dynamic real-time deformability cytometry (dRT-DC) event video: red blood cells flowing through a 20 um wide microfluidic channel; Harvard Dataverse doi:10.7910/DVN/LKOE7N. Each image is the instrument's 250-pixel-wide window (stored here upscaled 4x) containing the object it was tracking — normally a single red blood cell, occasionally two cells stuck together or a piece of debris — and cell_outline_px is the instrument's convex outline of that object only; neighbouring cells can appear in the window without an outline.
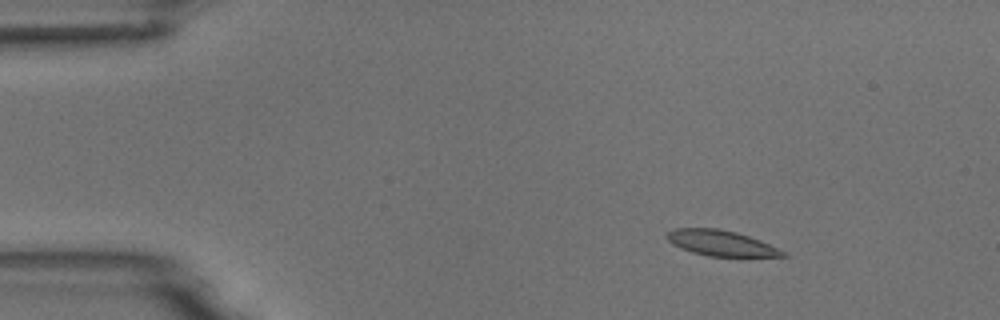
{"species": "common noctule bat (a hibernating species)", "species_latin": "Nyctalus noctula", "temperature_condition": "room temperature", "stored_images_in_passage": 4, "camera_frame_rate_fps": 3000, "um_per_image_px": 0.085, "animal": {"sex": "male", "body_mass_g": 18.8}, "frame": {"image": 1, "passage_image": 1, "time_ms": 0.0, "image_size_px": [1000, 320], "cell_outline_px": [[788, 256], [708, 256], [692, 252], [680, 248], [672, 244], [664, 236], [668, 232], [676, 228], [720, 228], [736, 232], [760, 240], [784, 252]], "centroid_in_image_um": [61.21, 20.65], "position_along_channel_um": 23.8, "area_um2": 17.05}}
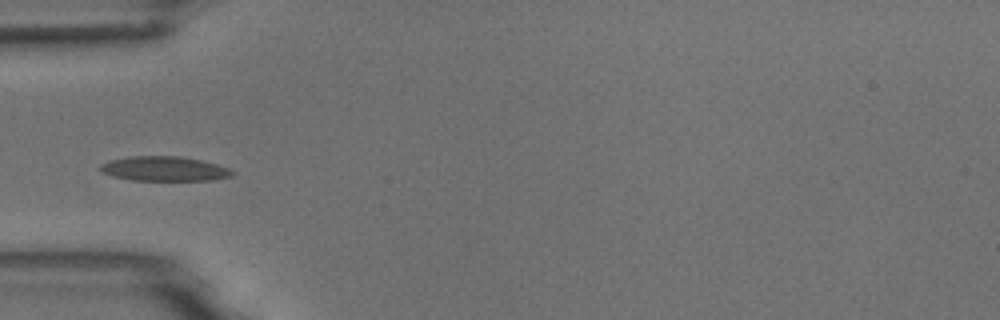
{"frame": {"image": 2, "passage_image": 4, "time_ms": 3.333, "image_size_px": [1000, 320], "cell_outline_px": [[236, 172], [232, 176], [212, 180], [132, 180], [112, 176], [100, 172], [100, 164], [108, 160], [132, 156], [180, 156], [200, 160], [216, 164], [228, 168]], "centroid_in_image_um": [13.94, 14.34], "position_along_channel_um": 71.1, "area_um2": 18.96}}